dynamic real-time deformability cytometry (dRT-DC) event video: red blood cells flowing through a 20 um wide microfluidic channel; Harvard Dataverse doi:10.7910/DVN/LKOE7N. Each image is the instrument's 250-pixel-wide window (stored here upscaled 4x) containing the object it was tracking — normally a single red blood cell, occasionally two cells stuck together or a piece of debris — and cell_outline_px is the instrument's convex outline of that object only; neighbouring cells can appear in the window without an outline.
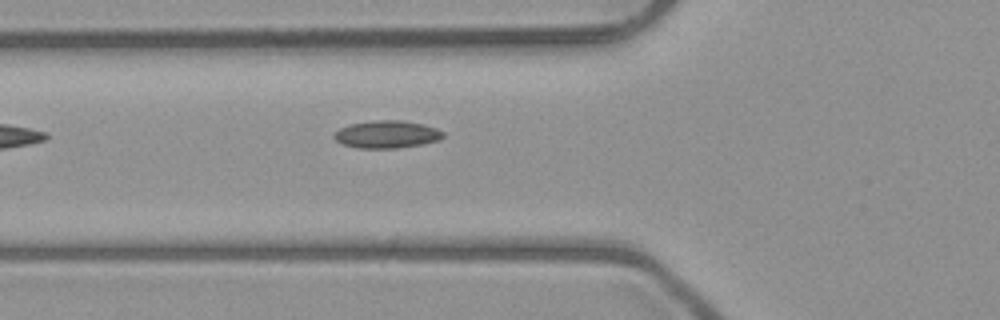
{"species": "common noctule bat (a hibernating species)", "species_latin": "Nyctalus noctula", "temperature_condition": "room temperature", "stored_images_in_passage": 8, "camera_frame_rate_fps": 3000, "um_per_image_px": 0.085, "animal": {"sex": "male", "body_mass_g": 23.1, "forearm_length_mm": 52.7}, "frame": {"image": 1, "passage_image": 8, "time_ms": 8.0, "image_size_px": [1000, 320], "cell_outline_px": [[444, 136], [440, 140], [424, 144], [396, 148], [356, 148], [344, 144], [336, 140], [332, 136], [340, 128], [348, 124], [372, 120], [400, 120], [420, 124], [436, 128], [444, 132]], "centroid_in_image_um": [32.88, 11.42], "position_along_channel_um": 92.9, "area_um2": 17.51}}